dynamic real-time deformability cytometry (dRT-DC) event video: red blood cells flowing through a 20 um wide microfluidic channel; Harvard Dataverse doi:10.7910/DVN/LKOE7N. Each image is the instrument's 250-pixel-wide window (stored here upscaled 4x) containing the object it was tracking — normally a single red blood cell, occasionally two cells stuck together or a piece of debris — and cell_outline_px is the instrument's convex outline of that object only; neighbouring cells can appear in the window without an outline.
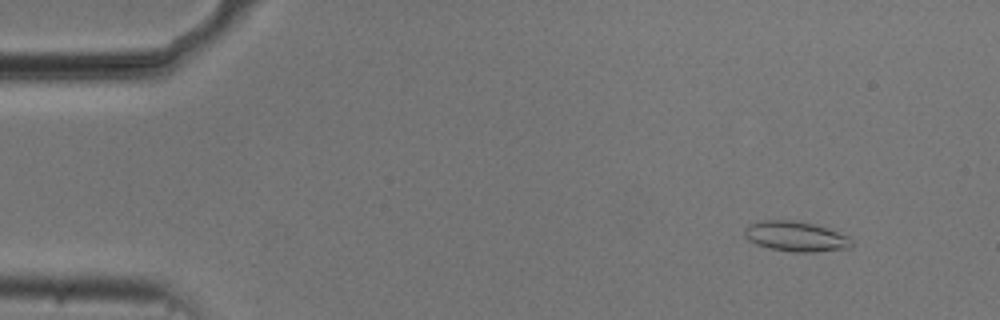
{"species": "common noctule bat (a hibernating species)", "species_latin": "Nyctalus noctula", "temperature_condition": "cold", "stored_images_in_passage": 55, "camera_frame_rate_fps": 3000, "um_per_image_px": 0.085, "animal": {"sex": "male", "body_mass_g": 20.5, "forearm_length_mm": 52.5}, "frame": {"image": 1, "passage_image": 6, "time_ms": 1.667, "image_size_px": [1000, 320], "cell_outline_px": [[852, 248], [812, 252], [792, 252], [768, 248], [756, 244], [748, 240], [744, 236], [744, 228], [748, 224], [760, 220], [792, 220], [816, 224], [848, 236], [852, 240]], "centroid_in_image_um": [67.61, 20.09], "position_along_channel_um": 17.4, "area_um2": 19.02}}
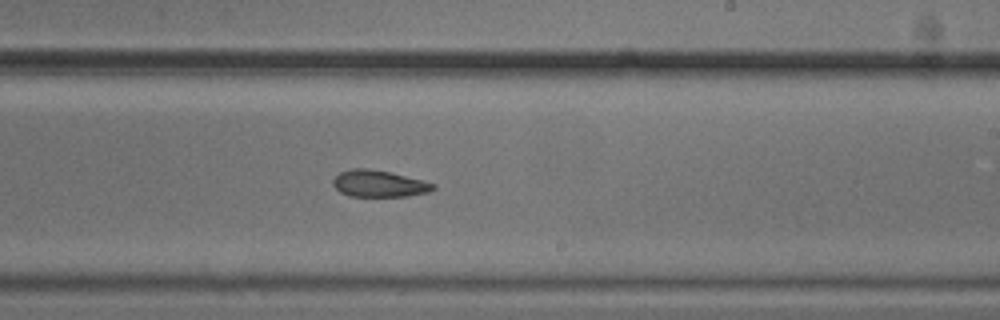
{"frame": {"image": 2, "passage_image": 33, "time_ms": 10.667, "image_size_px": [1000, 320], "cell_outline_px": [[436, 188], [428, 192], [408, 196], [348, 196], [340, 192], [332, 184], [332, 180], [340, 172], [352, 168], [368, 168], [388, 172], [436, 184]], "centroid_in_image_um": [32.18, 15.61], "position_along_channel_um": 256.8, "area_um2": 15.43}}
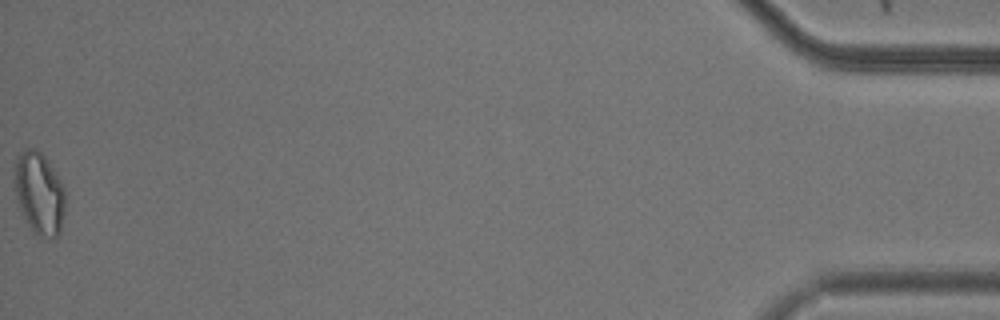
{"frame": {"image": 3, "passage_image": 55, "time_ms": 18.0, "image_size_px": [1000, 320], "cell_outline_px": [[64, 212], [60, 232], [56, 240], [52, 240], [32, 232], [20, 208], [16, 192], [16, 160], [24, 148], [36, 148], [44, 156], [60, 180], [64, 188]], "centroid_in_image_um": [3.37, 16.47], "position_along_channel_um": 431.8, "area_um2": 23.87}, "authors_computed_cell_mechanics": {"area_um2": 17.1666, "velocity_mm_per_s": 3.7251, "shape_relaxation_time_tau1_ms": 6.0726, "shape_relaxation_time_tau2_ms": 4.7507, "deformation_change_tau1": 0.1215, "deformation_change_tau2": 0.1096}}